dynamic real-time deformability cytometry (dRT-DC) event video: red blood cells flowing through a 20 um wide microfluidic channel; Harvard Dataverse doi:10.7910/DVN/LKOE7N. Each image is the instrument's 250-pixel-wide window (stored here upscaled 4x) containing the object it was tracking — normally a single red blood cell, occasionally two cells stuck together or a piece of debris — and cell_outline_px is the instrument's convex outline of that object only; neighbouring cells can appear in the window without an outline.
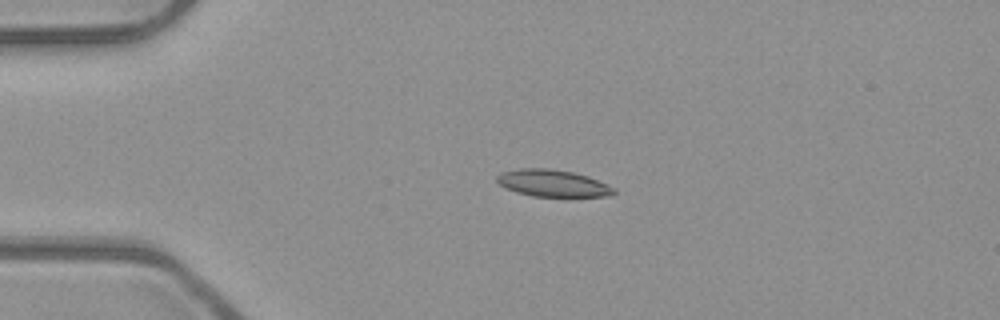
{"species": "common noctule bat (a hibernating species)", "species_latin": "Nyctalus noctula", "temperature_condition": "room temperature", "stored_images_in_passage": 5, "segment_of_instrument_passage": [1, 2], "camera_frame_rate_fps": 3000, "um_per_image_px": 0.085, "animal": {"sex": "male", "body_mass_g": 23.1, "forearm_length_mm": 52.7}, "frame": {"image": 1, "passage_image": 3, "time_ms": 0.667, "image_size_px": [1000, 320], "cell_outline_px": [[616, 192], [612, 196], [532, 196], [516, 192], [504, 188], [496, 180], [496, 176], [500, 172], [520, 168], [548, 168], [572, 172], [588, 176], [616, 188]], "centroid_in_image_um": [46.97, 15.57], "position_along_channel_um": 38.0, "area_um2": 18.44}}